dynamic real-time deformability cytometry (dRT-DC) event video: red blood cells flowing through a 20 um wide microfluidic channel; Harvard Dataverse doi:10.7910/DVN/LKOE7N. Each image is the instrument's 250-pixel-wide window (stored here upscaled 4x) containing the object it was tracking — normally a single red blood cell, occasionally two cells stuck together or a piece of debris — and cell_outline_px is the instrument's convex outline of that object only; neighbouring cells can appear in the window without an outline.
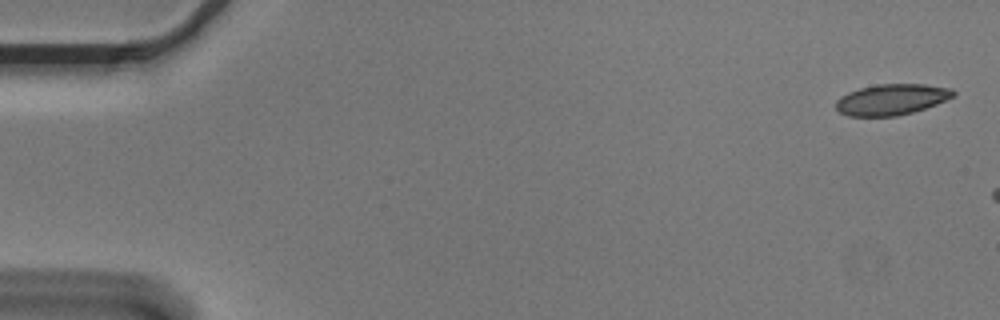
{"species": "Egyptian fruit bat (a non-hibernating species)", "species_latin": "Rousettus aegyptiacus", "temperature_condition": "cold", "stored_images_in_passage": 7, "camera_frame_rate_fps": 3000, "um_per_image_px": 0.085, "animal": {"sex": "male"}, "frame": {"image": 1, "passage_image": 1, "time_ms": 0.0, "image_size_px": [1000, 320], "cell_outline_px": [[956, 92], [952, 96], [936, 104], [912, 112], [896, 116], [848, 116], [840, 112], [836, 108], [836, 100], [840, 96], [848, 92], [860, 88], [880, 84], [924, 84], [952, 88]], "centroid_in_image_um": [75.76, 8.45], "position_along_channel_um": 9.2, "area_um2": 20.98}}